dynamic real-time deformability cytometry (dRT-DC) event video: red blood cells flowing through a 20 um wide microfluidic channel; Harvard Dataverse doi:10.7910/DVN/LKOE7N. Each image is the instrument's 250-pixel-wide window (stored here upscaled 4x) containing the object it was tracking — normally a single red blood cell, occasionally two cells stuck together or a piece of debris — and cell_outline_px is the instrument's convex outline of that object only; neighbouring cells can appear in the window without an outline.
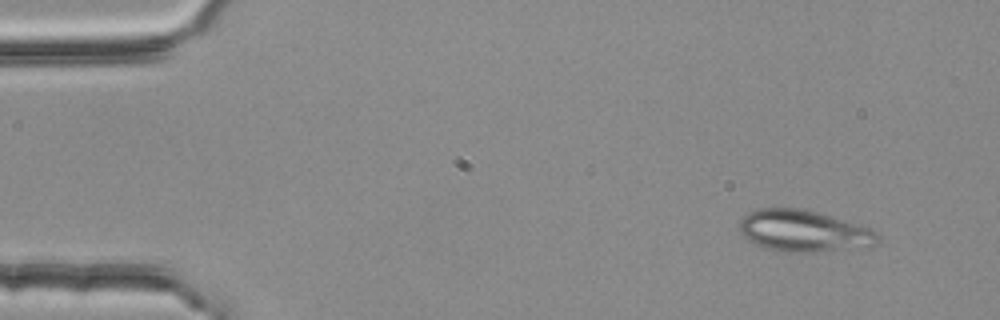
{"species": "common noctule bat (a hibernating species)", "species_latin": "Nyctalus noctula", "temperature_condition": "room temperature", "stored_images_in_passage": 4, "camera_frame_rate_fps": 3000, "um_per_image_px": 0.085, "animal": {"sex": "female", "body_mass_g": 25.1}, "frame": {"image": 1, "passage_image": 1, "time_ms": 0.0, "image_size_px": [1000, 320], "cell_outline_px": [[880, 240], [876, 244], [868, 248], [816, 252], [784, 252], [768, 248], [756, 244], [748, 240], [740, 232], [740, 220], [748, 212], [760, 208], [800, 208], [816, 212], [860, 224], [876, 232], [880, 236]], "centroid_in_image_um": [68.37, 19.65], "position_along_channel_um": 16.6, "area_um2": 33.76}}